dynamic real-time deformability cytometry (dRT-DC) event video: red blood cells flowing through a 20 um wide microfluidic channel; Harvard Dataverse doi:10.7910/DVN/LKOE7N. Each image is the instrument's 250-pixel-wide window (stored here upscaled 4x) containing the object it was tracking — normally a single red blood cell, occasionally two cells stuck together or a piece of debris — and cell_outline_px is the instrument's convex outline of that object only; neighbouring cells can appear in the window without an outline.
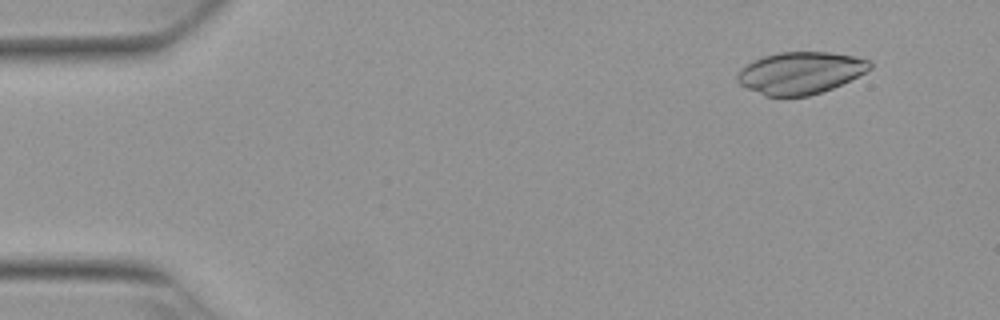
{"species": "Egyptian fruit bat (a non-hibernating species)", "species_latin": "Rousettus aegyptiacus", "temperature_condition": "warm", "stored_images_in_passage": 53, "camera_frame_rate_fps": 3000, "um_per_image_px": 0.085, "animal": {"sex": "female"}, "frame": {"image": 1, "passage_image": 5, "time_ms": 1.333, "image_size_px": [1000, 320], "cell_outline_px": [[872, 68], [832, 88], [808, 96], [764, 96], [740, 84], [736, 80], [736, 76], [748, 64], [764, 56], [780, 52], [828, 52], [852, 56], [868, 60], [872, 64]], "centroid_in_image_um": [68.02, 6.2], "position_along_channel_um": 17.0, "area_um2": 31.85}}
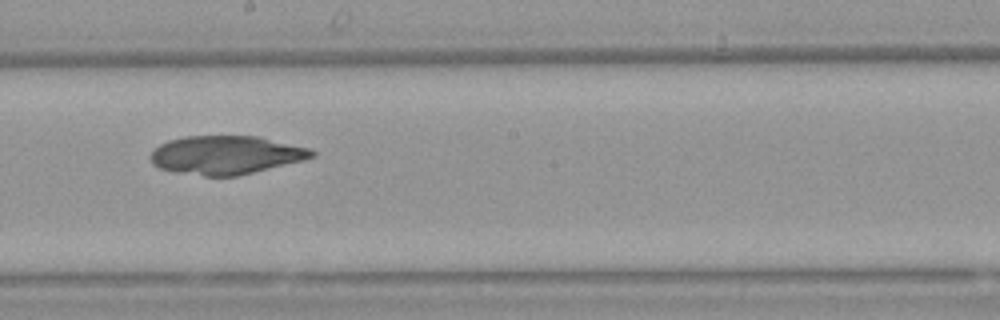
{"frame": {"image": 2, "passage_image": 30, "time_ms": 9.667, "image_size_px": [1000, 320], "cell_outline_px": [[316, 156], [304, 160], [236, 176], [204, 176], [176, 172], [160, 168], [152, 164], [148, 156], [160, 144], [168, 140], [184, 136], [256, 136], [312, 148], [316, 152]], "centroid_in_image_um": [19.21, 13.17], "position_along_channel_um": 229.0, "area_um2": 36.3}}
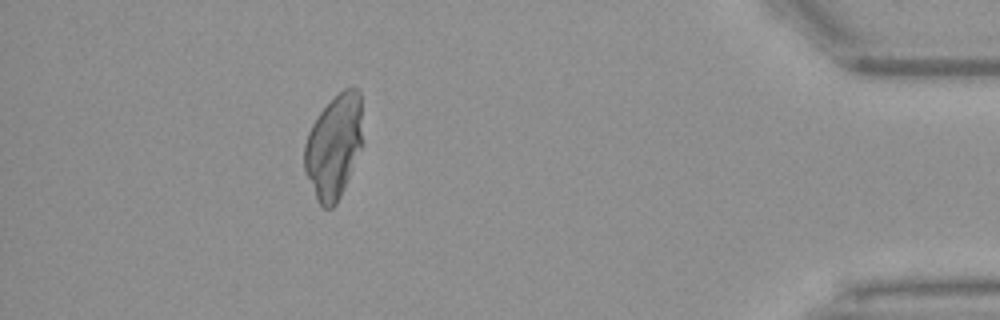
{"frame": {"image": 3, "passage_image": 48, "time_ms": 15.667, "image_size_px": [1000, 320], "cell_outline_px": [[364, 144], [340, 196], [336, 204], [332, 208], [324, 208], [316, 200], [304, 172], [304, 144], [308, 132], [312, 124], [320, 112], [344, 88], [356, 88], [360, 92]], "centroid_in_image_um": [28.39, 12.46], "position_along_channel_um": 406.8, "area_um2": 35.66}}